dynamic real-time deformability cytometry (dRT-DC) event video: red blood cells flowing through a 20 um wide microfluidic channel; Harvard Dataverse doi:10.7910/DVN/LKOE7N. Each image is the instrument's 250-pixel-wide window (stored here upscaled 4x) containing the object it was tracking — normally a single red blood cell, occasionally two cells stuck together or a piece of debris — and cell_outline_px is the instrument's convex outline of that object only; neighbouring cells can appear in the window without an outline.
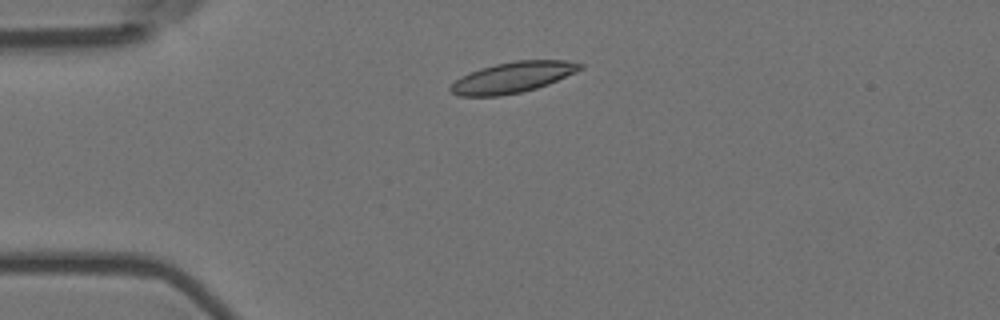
{"species": "Egyptian fruit bat (a non-hibernating species)", "species_latin": "Rousettus aegyptiacus", "temperature_condition": "room temperature", "stored_images_in_passage": 4, "camera_frame_rate_fps": 3000, "um_per_image_px": 0.085, "animal": {"sex": "female"}, "frame": {"image": 1, "passage_image": 3, "time_ms": 0.667, "image_size_px": [1000, 320], "cell_outline_px": [[584, 68], [576, 72], [548, 84], [536, 88], [520, 92], [500, 96], [460, 96], [452, 92], [448, 88], [460, 76], [480, 68], [496, 64], [516, 60], [564, 60], [584, 64]], "centroid_in_image_um": [43.59, 6.57], "position_along_channel_um": 41.4, "area_um2": 23.18}}